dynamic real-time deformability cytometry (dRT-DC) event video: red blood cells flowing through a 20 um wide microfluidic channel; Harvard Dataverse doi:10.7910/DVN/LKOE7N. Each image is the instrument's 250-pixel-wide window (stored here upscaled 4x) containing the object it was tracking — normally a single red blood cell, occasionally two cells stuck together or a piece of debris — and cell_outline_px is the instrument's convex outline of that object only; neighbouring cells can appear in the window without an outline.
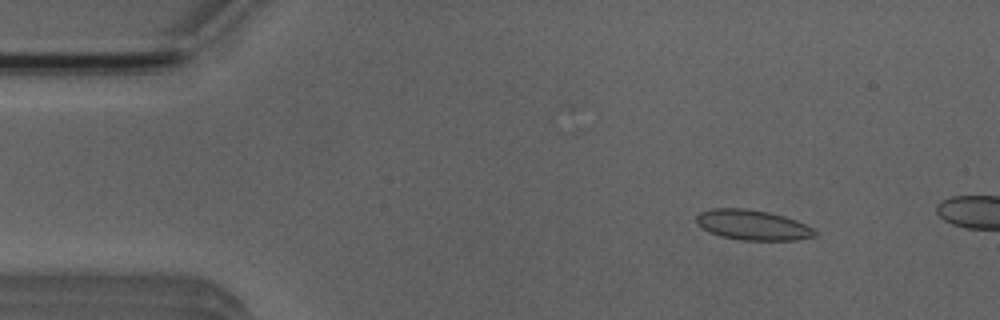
{"species": "Egyptian fruit bat (a non-hibernating species)", "species_latin": "Rousettus aegyptiacus", "temperature_condition": "room temperature", "stored_images_in_passage": 10, "camera_frame_rate_fps": 3000, "um_per_image_px": 0.085, "animal": {"sex": "male"}, "frame": {"image": 1, "passage_image": 5, "time_ms": 1.333, "image_size_px": [1000, 320], "cell_outline_px": [[816, 236], [796, 240], [740, 240], [720, 236], [708, 232], [696, 224], [696, 216], [700, 212], [712, 208], [744, 208], [768, 212], [784, 216], [796, 220], [812, 228], [816, 232]], "centroid_in_image_um": [63.93, 19.12], "position_along_channel_um": 21.1, "area_um2": 20.87}}